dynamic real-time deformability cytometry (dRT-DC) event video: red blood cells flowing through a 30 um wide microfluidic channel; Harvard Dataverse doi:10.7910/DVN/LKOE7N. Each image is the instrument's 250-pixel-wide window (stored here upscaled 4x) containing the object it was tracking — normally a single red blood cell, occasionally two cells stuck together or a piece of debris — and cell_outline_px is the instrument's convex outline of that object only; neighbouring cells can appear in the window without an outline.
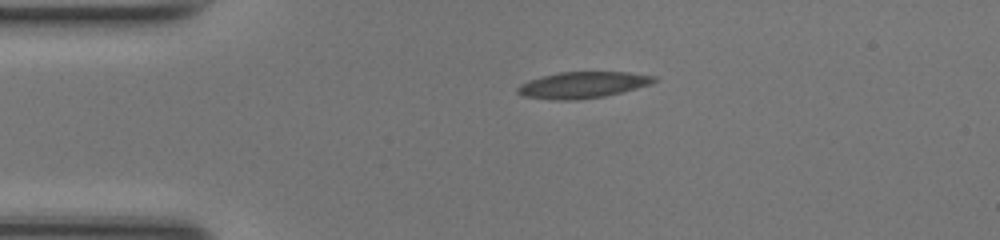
{"species": "common noctule bat (a hibernating species)", "species_latin": "Nyctalus noctula", "temperature_condition": "room temperature", "stored_images_in_passage": 39, "camera_frame_rate_fps": 3000, "um_per_image_px": 0.085, "animal": {"sex": "female", "body_mass_g": 17.0, "forearm_length_mm": 48.0}, "frame": {"image": 1, "passage_image": 1, "time_ms": 0.0, "image_size_px": [1000, 240], "cell_outline_px": [[660, 80], [652, 84], [604, 96], [580, 100], [552, 100], [524, 96], [516, 92], [516, 88], [520, 84], [528, 80], [560, 72], [628, 72], [656, 76]], "centroid_in_image_um": [49.54, 7.22], "position_along_channel_um": 35.5, "area_um2": 21.04}}
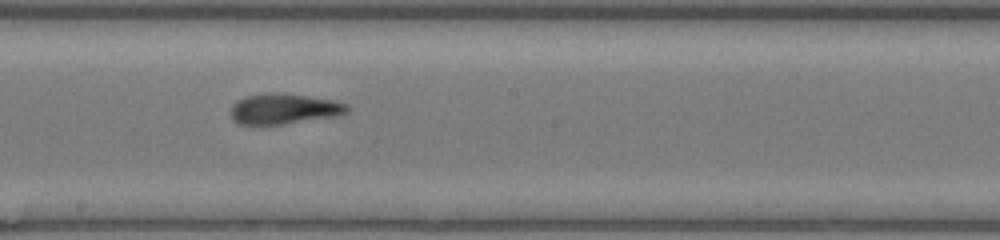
{"frame": {"image": 2, "passage_image": 17, "time_ms": 5.333, "image_size_px": [1000, 240], "cell_outline_px": [[348, 112], [340, 116], [284, 124], [240, 124], [232, 116], [232, 104], [236, 100], [244, 96], [272, 92], [284, 92], [332, 100], [348, 104]], "centroid_in_image_um": [24.18, 9.24], "position_along_channel_um": 224.0, "area_um2": 20.81}}
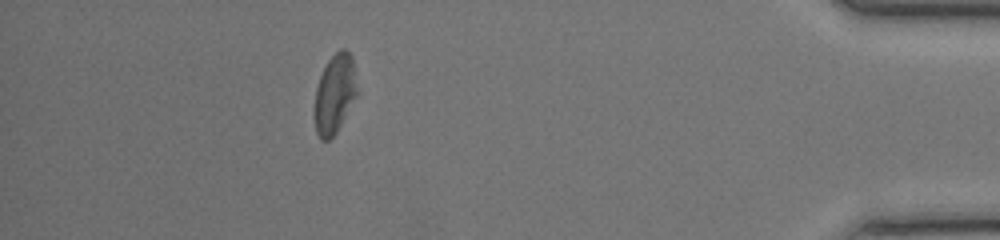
{"frame": {"image": 3, "passage_image": 34, "time_ms": 11.0, "image_size_px": [1000, 240], "cell_outline_px": [[356, 96], [336, 132], [328, 140], [320, 140], [316, 132], [312, 116], [312, 112], [316, 88], [320, 76], [328, 60], [340, 48], [344, 48], [352, 56], [356, 88]], "centroid_in_image_um": [28.39, 8.01], "position_along_channel_um": 406.8, "area_um2": 19.59}, "authors_computed_cell_mechanics": {"area_um2": 20.808, "velocity_mm_per_s": 4.2154, "shape_relaxation_time_tau1_ms": 4.6164, "shape_relaxation_time_tau2_ms": 1.6215, "deformation_change_tau1": 0.1841, "deformation_change_tau2": 0.1018}}